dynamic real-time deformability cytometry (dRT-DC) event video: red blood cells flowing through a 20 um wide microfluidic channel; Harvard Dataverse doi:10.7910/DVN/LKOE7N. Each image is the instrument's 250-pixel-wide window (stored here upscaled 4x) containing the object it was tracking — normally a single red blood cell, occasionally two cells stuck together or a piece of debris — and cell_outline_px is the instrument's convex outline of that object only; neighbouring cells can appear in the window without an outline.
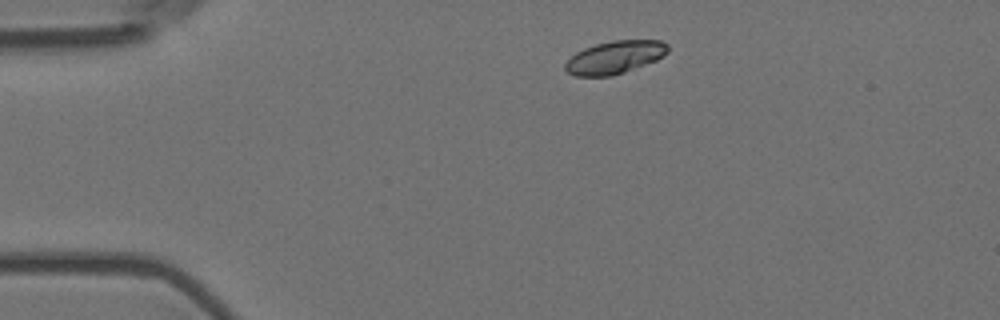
{"species": "Egyptian fruit bat (a non-hibernating species)", "species_latin": "Rousettus aegyptiacus", "temperature_condition": "room temperature", "stored_images_in_passage": 6, "camera_frame_rate_fps": 3000, "um_per_image_px": 0.085, "animal": {"sex": "female"}, "frame": {"image": 1, "passage_image": 1, "time_ms": 0.0, "image_size_px": [1000, 320], "cell_outline_px": [[668, 52], [664, 56], [656, 60], [624, 72], [612, 76], [576, 76], [568, 72], [564, 68], [564, 64], [576, 52], [584, 48], [596, 44], [612, 40], [660, 40], [668, 44]], "centroid_in_image_um": [52.26, 4.86], "position_along_channel_um": 32.7, "area_um2": 19.59}}
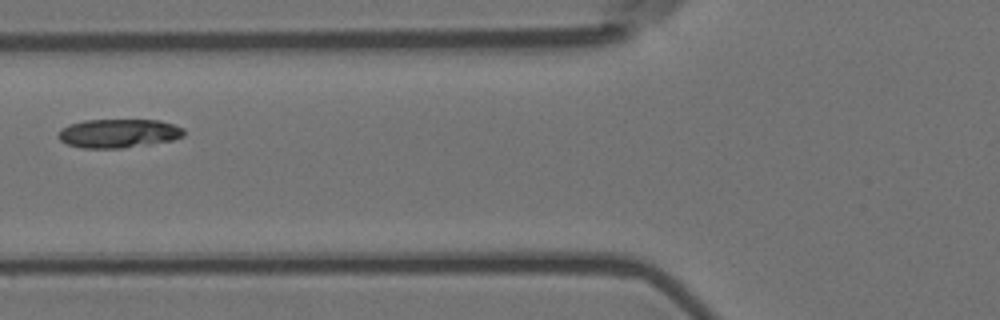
{"frame": {"image": 2, "passage_image": 4, "time_ms": 1.0, "image_size_px": [1000, 320], "cell_outline_px": [[184, 136], [172, 140], [148, 144], [120, 148], [80, 148], [68, 144], [60, 140], [56, 136], [68, 124], [84, 120], [160, 120], [184, 128]], "centroid_in_image_um": [10.07, 11.33], "position_along_channel_um": 115.7, "area_um2": 20.98}}
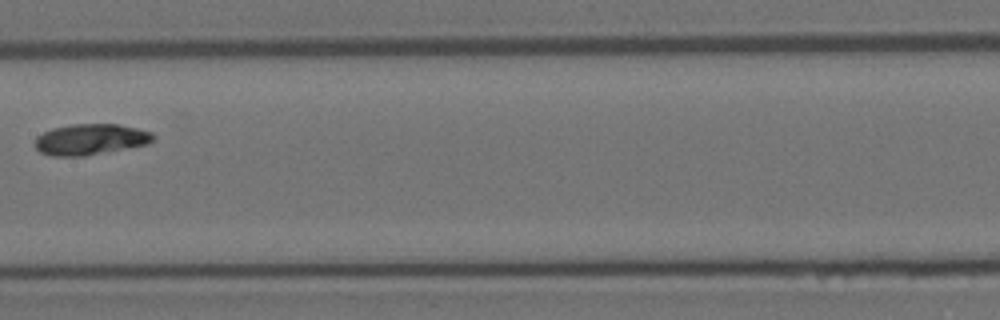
{"frame": {"image": 3, "passage_image": 6, "time_ms": 1.667, "image_size_px": [1000, 320], "cell_outline_px": [[156, 136], [148, 144], [84, 156], [52, 156], [40, 152], [36, 148], [36, 136], [52, 128], [72, 124], [120, 124], [152, 132]], "centroid_in_image_um": [7.69, 11.84], "position_along_channel_um": 199.7, "area_um2": 21.27}}